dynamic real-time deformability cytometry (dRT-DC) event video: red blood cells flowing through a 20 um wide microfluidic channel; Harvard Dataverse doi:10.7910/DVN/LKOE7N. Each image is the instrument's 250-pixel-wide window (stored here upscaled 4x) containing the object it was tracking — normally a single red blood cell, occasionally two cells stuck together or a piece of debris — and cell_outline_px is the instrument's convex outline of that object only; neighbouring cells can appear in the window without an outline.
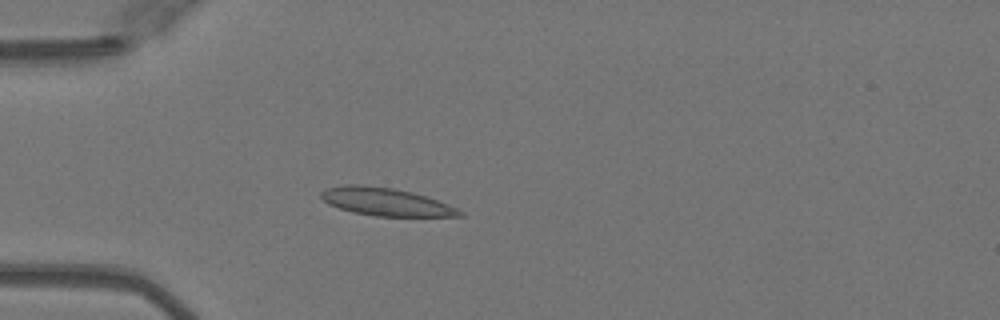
{"species": "Egyptian fruit bat (a non-hibernating species)", "species_latin": "Rousettus aegyptiacus", "temperature_condition": "warm", "stored_images_in_passage": 18, "camera_frame_rate_fps": 3000, "um_per_image_px": 0.085, "animal": {"sex": "female"}, "frame": {"image": 1, "passage_image": 15, "time_ms": 4.667, "image_size_px": [1000, 320], "cell_outline_px": [[464, 216], [376, 216], [352, 212], [328, 204], [320, 196], [320, 192], [324, 188], [344, 184], [364, 184], [392, 188], [412, 192], [448, 204], [464, 212]], "centroid_in_image_um": [32.74, 17.14], "position_along_channel_um": 52.3, "area_um2": 22.48}}